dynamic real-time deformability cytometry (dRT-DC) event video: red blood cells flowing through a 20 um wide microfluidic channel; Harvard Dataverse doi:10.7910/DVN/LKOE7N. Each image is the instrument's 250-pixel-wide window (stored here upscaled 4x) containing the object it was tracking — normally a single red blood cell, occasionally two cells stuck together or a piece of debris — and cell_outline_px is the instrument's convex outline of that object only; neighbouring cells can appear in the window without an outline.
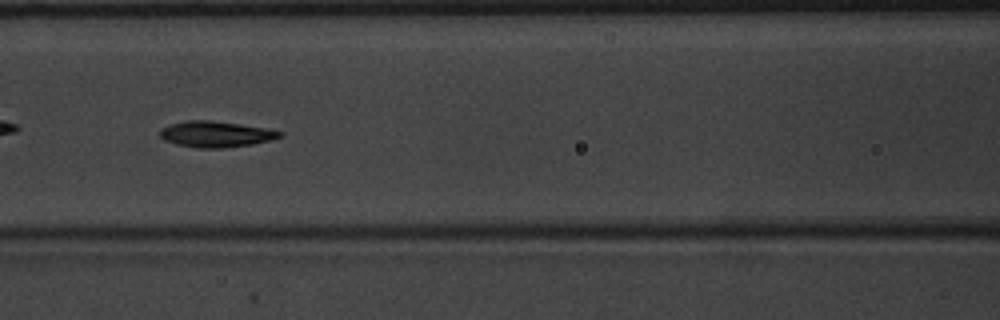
{"species": "common noctule bat (a hibernating species)", "species_latin": "Nyctalus noctula", "temperature_condition": "warm", "stored_images_in_passage": 40, "camera_frame_rate_fps": 3000, "um_per_image_px": 0.085, "animal": {"sex": "male", "body_mass_g": 20.1, "forearm_length_mm": 53.5}, "frame": {"image": 1, "passage_image": 12, "time_ms": 3.667, "image_size_px": [1000, 320], "cell_outline_px": [[284, 132], [280, 136], [268, 140], [252, 144], [224, 148], [196, 148], [176, 144], [164, 140], [160, 136], [160, 128], [172, 124], [188, 120], [208, 120], [240, 124], [268, 128]], "centroid_in_image_um": [18.32, 11.4], "position_along_channel_um": 148.3, "area_um2": 18.03}}
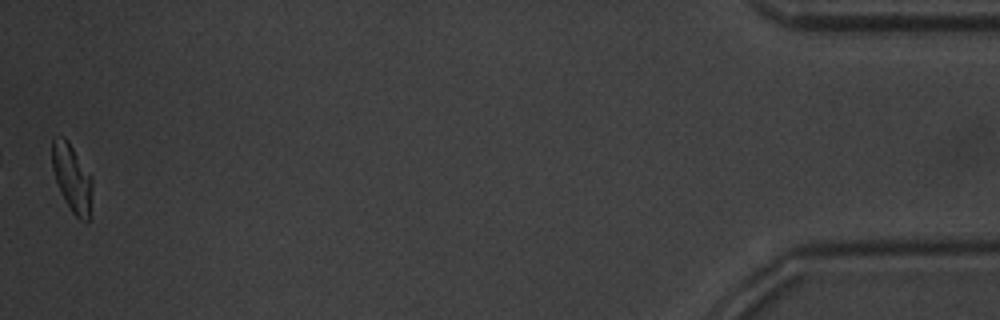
{"frame": {"image": 2, "passage_image": 40, "time_ms": 13.0, "image_size_px": [1000, 320], "cell_outline_px": [[92, 184], [88, 220], [80, 220], [72, 212], [60, 192], [52, 168], [52, 140], [64, 136], [68, 140], [92, 176]], "centroid_in_image_um": [6.11, 15.1], "position_along_channel_um": 429.1, "area_um2": 15.61}, "authors_computed_cell_mechanics": {"area_um2": 17.5423, "velocity_mm_per_s": 3.9102, "shape_relaxation_time_tau1_ms": 2.645, "shape_relaxation_time_tau2_ms": 2.9486, "deformation_change_tau1": 0.162, "deformation_change_tau2": 0.1082}}